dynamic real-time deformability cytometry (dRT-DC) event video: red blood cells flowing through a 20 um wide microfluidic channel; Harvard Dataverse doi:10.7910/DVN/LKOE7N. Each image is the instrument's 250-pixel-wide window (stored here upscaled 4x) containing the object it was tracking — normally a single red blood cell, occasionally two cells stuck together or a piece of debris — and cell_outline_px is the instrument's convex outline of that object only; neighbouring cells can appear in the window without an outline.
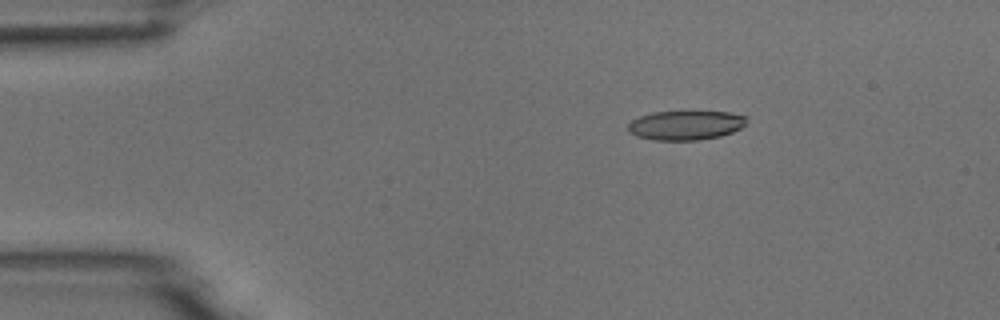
{"species": "common noctule bat (a hibernating species)", "species_latin": "Nyctalus noctula", "temperature_condition": "room temperature", "stored_images_in_passage": 5, "camera_frame_rate_fps": 3000, "um_per_image_px": 0.085, "animal": {"sex": "male", "body_mass_g": 18.8}, "frame": {"image": 1, "passage_image": 3, "time_ms": 2.333, "image_size_px": [1000, 320], "cell_outline_px": [[748, 124], [732, 132], [720, 136], [700, 140], [652, 140], [636, 136], [628, 132], [628, 124], [632, 120], [640, 116], [652, 112], [728, 112], [748, 116]], "centroid_in_image_um": [58.3, 10.65], "position_along_channel_um": 26.7, "area_um2": 20.4}}
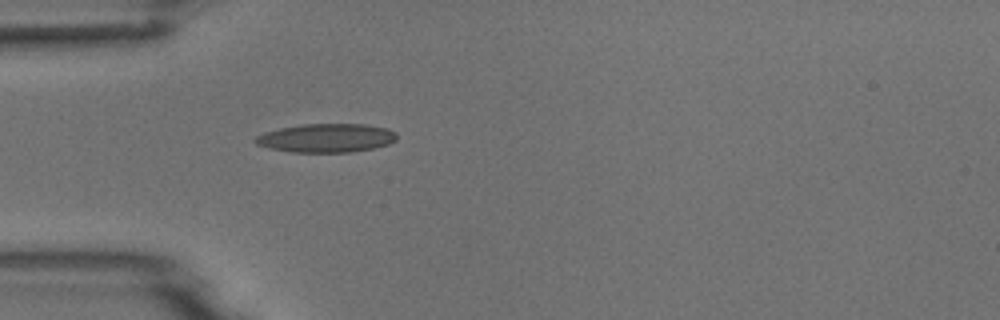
{"frame": {"image": 2, "passage_image": 5, "time_ms": 4.667, "image_size_px": [1000, 320], "cell_outline_px": [[396, 140], [388, 144], [372, 148], [348, 152], [292, 152], [268, 148], [256, 144], [252, 140], [256, 136], [264, 132], [280, 128], [304, 124], [364, 124], [388, 128], [396, 132]], "centroid_in_image_um": [27.71, 11.72], "position_along_channel_um": 57.3, "area_um2": 23.64}}